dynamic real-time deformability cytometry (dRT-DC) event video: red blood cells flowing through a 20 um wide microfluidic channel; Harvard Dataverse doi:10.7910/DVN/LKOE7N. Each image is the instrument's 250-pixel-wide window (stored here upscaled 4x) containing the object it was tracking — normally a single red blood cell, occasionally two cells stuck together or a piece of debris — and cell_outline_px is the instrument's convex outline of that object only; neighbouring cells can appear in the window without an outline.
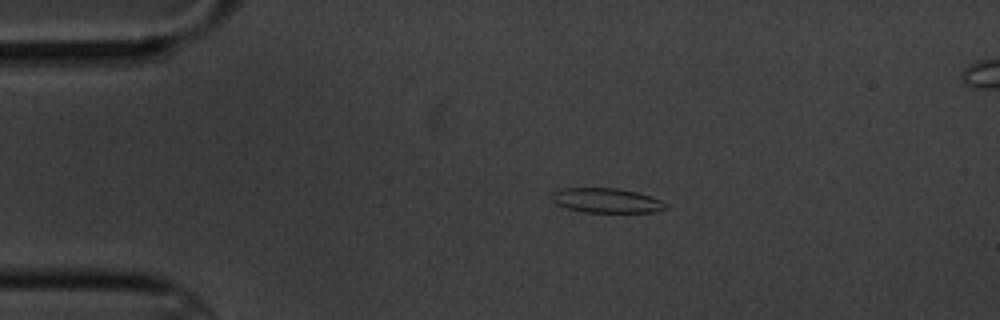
{"species": "common noctule bat (a hibernating species)", "species_latin": "Nyctalus noctula", "temperature_condition": "cold", "stored_images_in_passage": 16, "segment_of_instrument_passage": [1, 2], "camera_frame_rate_fps": 3000, "um_per_image_px": 0.085, "animal": {"sex": "male", "body_mass_g": 20.1, "forearm_length_mm": 53.5}, "frame": {"image": 1, "passage_image": 2, "time_ms": 1.0, "image_size_px": [1000, 320], "cell_outline_px": [[668, 208], [656, 212], [584, 212], [568, 208], [556, 204], [552, 200], [552, 192], [560, 188], [620, 188], [652, 196], [668, 204]], "centroid_in_image_um": [51.58, 17.04], "position_along_channel_um": 33.4, "area_um2": 16.47}}
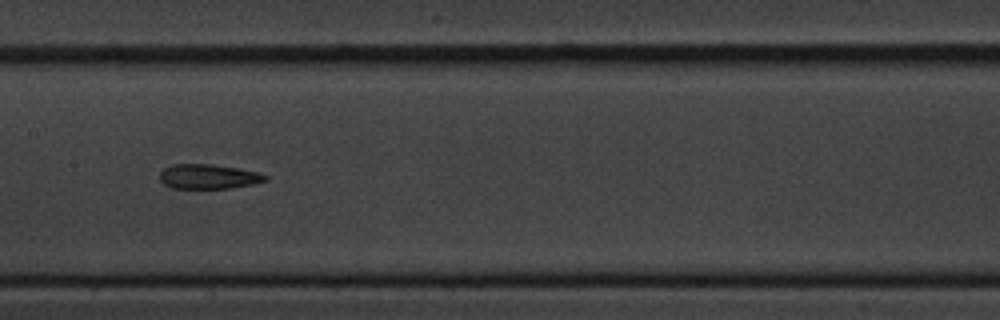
{"frame": {"image": 2, "passage_image": 7, "time_ms": 6.667, "image_size_px": [1000, 320], "cell_outline_px": [[268, 180], [252, 184], [228, 188], [172, 188], [164, 184], [160, 180], [160, 172], [164, 168], [172, 164], [208, 164], [236, 168], [260, 172], [268, 176]], "centroid_in_image_um": [17.71, 15.0], "position_along_channel_um": 189.7, "area_um2": 15.09}}
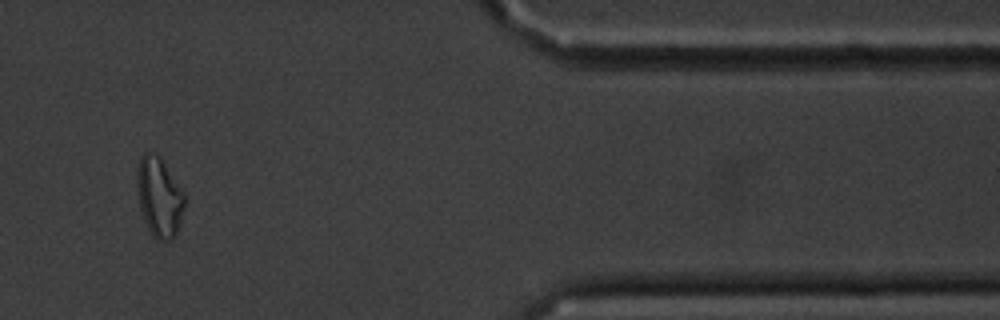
{"frame": {"image": 3, "passage_image": 13, "time_ms": 13.667, "image_size_px": [1000, 320], "cell_outline_px": [[184, 208], [176, 236], [168, 240], [156, 240], [152, 236], [148, 228], [140, 208], [136, 184], [136, 172], [140, 156], [144, 152], [148, 152], [160, 156], [184, 192]], "centroid_in_image_um": [13.52, 16.74], "position_along_channel_um": 397.9, "area_um2": 22.14}}